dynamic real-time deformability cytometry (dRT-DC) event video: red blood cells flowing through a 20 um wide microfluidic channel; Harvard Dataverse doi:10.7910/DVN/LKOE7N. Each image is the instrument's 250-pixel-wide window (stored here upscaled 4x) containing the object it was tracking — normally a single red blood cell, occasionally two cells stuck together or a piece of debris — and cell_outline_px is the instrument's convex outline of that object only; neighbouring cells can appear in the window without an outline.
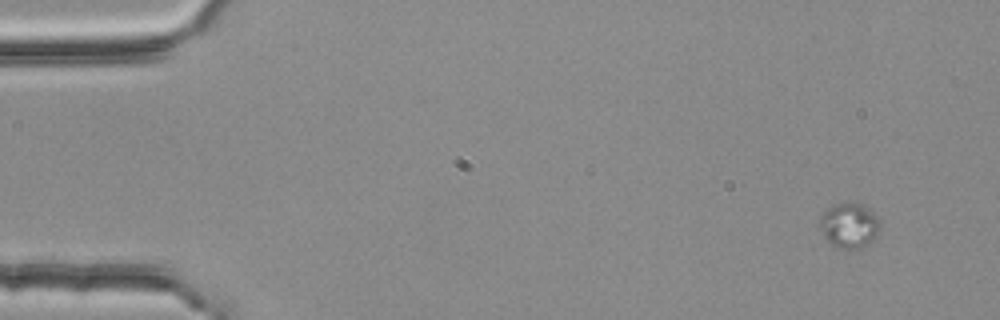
{"species": "common noctule bat (a hibernating species)", "species_latin": "Nyctalus noctula", "temperature_condition": "room temperature", "stored_images_in_passage": 4, "camera_frame_rate_fps": 3000, "um_per_image_px": 0.085, "animal": {"sex": "female", "body_mass_g": 25.1}, "frame": {"image": 1, "passage_image": 1, "time_ms": 0.0, "image_size_px": [1000, 320], "cell_outline_px": [[880, 228], [876, 236], [868, 244], [856, 248], [836, 248], [824, 236], [820, 228], [820, 216], [832, 204], [844, 200], [860, 204], [872, 212], [880, 220]], "centroid_in_image_um": [72.17, 19.12], "position_along_channel_um": 12.8, "area_um2": 15.84}}